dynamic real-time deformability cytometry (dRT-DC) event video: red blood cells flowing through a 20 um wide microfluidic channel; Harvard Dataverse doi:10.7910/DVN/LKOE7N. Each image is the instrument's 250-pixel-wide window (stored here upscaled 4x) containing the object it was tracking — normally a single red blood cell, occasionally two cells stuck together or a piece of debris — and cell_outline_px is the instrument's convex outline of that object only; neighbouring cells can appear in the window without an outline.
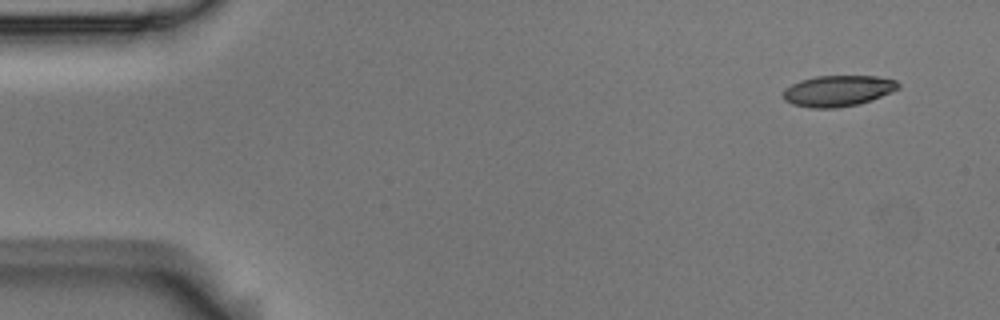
{"species": "Egyptian fruit bat (a non-hibernating species)", "species_latin": "Rousettus aegyptiacus", "temperature_condition": "room temperature", "stored_images_in_passage": 7, "camera_frame_rate_fps": 3000, "um_per_image_px": 0.085, "animal": {"sex": "male"}, "frame": {"image": 1, "passage_image": 1, "time_ms": 0.0, "image_size_px": [1000, 320], "cell_outline_px": [[900, 88], [892, 92], [860, 104], [836, 108], [812, 108], [792, 104], [784, 100], [780, 96], [784, 88], [800, 80], [816, 76], [876, 76], [896, 80], [900, 84]], "centroid_in_image_um": [71.2, 7.72], "position_along_channel_um": 13.8, "area_um2": 21.04}}
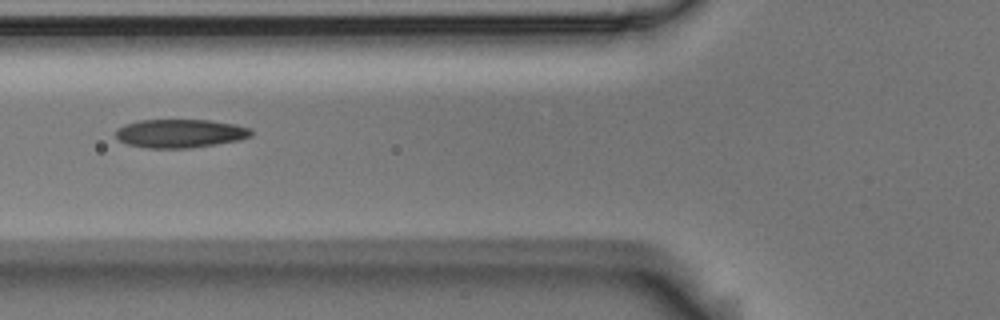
{"frame": {"image": 2, "passage_image": 6, "time_ms": 1.667, "image_size_px": [1000, 320], "cell_outline_px": [[252, 136], [240, 140], [192, 148], [144, 148], [124, 144], [116, 136], [116, 132], [124, 124], [136, 120], [212, 120], [236, 124], [252, 128]], "centroid_in_image_um": [15.33, 11.34], "position_along_channel_um": 110.5, "area_um2": 22.83}}
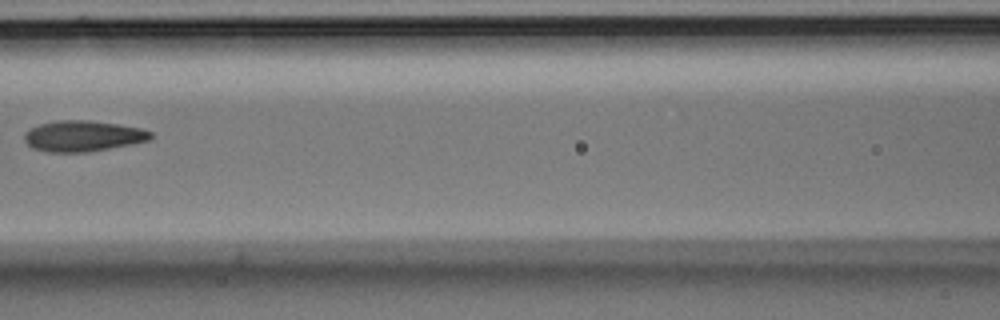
{"frame": {"image": 3, "passage_image": 7, "time_ms": 2.0, "image_size_px": [1000, 320], "cell_outline_px": [[152, 136], [148, 140], [88, 152], [48, 152], [32, 148], [24, 140], [24, 136], [32, 128], [40, 124], [60, 120], [88, 120], [116, 124], [140, 128], [152, 132]], "centroid_in_image_um": [7.03, 11.56], "position_along_channel_um": 159.6, "area_um2": 22.25}}